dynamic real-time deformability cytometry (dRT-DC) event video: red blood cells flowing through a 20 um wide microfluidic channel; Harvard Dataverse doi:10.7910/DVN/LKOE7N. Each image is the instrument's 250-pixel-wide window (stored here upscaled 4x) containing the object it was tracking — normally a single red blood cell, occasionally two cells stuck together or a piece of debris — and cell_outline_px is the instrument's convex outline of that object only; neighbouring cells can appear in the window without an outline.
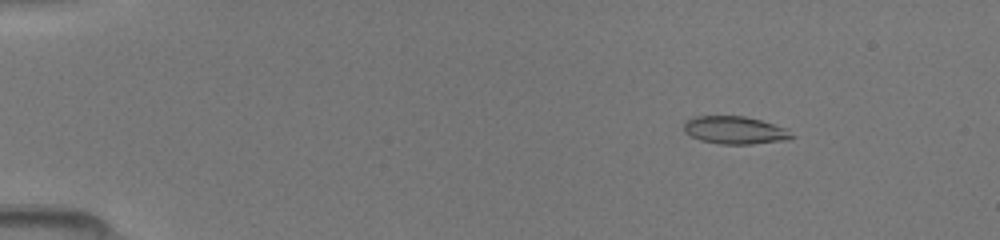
{"species": "common noctule bat (a hibernating species)", "species_latin": "Nyctalus noctula", "temperature_condition": "room temperature", "stored_images_in_passage": 49, "camera_frame_rate_fps": 3000, "um_per_image_px": 0.085, "animal": {"sex": "female", "body_mass_g": 19.5, "forearm_length_mm": 54.1}, "frame": {"image": 1, "passage_image": 7, "time_ms": 2.0, "image_size_px": [1000, 240], "cell_outline_px": [[796, 136], [788, 140], [752, 144], [720, 144], [700, 140], [684, 132], [684, 124], [688, 120], [696, 116], [744, 116], [760, 120], [788, 128]], "centroid_in_image_um": [62.53, 11.07], "position_along_channel_um": 22.5, "area_um2": 17.51}}
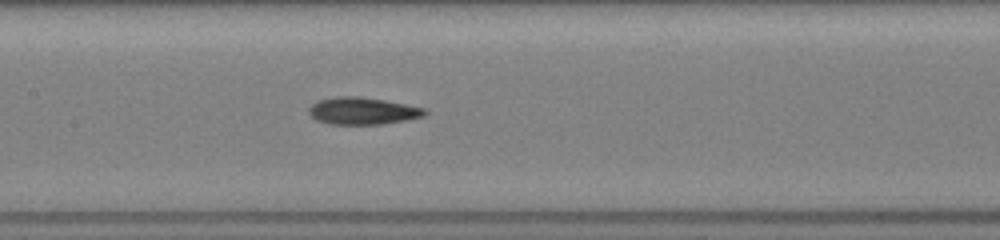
{"frame": {"image": 2, "passage_image": 25, "time_ms": 8.0, "image_size_px": [1000, 240], "cell_outline_px": [[428, 112], [424, 116], [408, 120], [384, 124], [328, 124], [316, 120], [308, 112], [308, 108], [316, 100], [336, 96], [360, 96], [384, 100], [428, 108]], "centroid_in_image_um": [30.84, 9.42], "position_along_channel_um": 176.6, "area_um2": 18.67}}
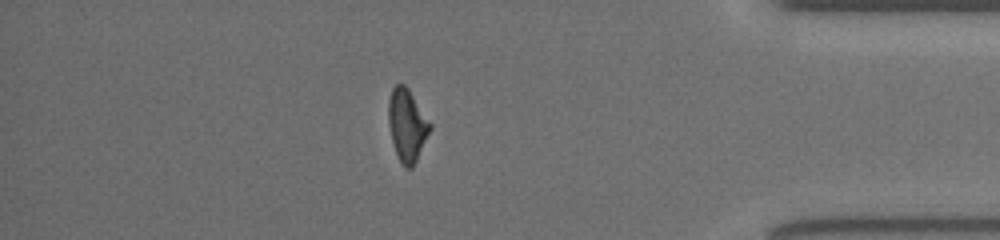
{"frame": {"image": 3, "passage_image": 43, "time_ms": 14.0, "image_size_px": [1000, 240], "cell_outline_px": [[432, 128], [412, 168], [404, 168], [396, 152], [392, 140], [388, 120], [388, 100], [392, 88], [396, 84], [404, 84], [408, 88], [432, 124]], "centroid_in_image_um": [34.6, 10.61], "position_along_channel_um": 400.6, "area_um2": 17.4}}